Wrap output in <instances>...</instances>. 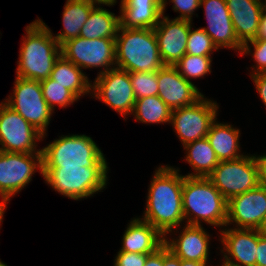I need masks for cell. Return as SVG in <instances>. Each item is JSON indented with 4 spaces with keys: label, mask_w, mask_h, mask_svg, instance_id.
Returning a JSON list of instances; mask_svg holds the SVG:
<instances>
[{
    "label": "cell",
    "mask_w": 266,
    "mask_h": 266,
    "mask_svg": "<svg viewBox=\"0 0 266 266\" xmlns=\"http://www.w3.org/2000/svg\"><path fill=\"white\" fill-rule=\"evenodd\" d=\"M97 5L81 27L79 37L85 39L116 38L120 27V16Z\"/></svg>",
    "instance_id": "484cf974"
},
{
    "label": "cell",
    "mask_w": 266,
    "mask_h": 266,
    "mask_svg": "<svg viewBox=\"0 0 266 266\" xmlns=\"http://www.w3.org/2000/svg\"><path fill=\"white\" fill-rule=\"evenodd\" d=\"M251 45L254 48L253 53L251 51ZM250 53H252L253 60L256 62V65L252 67L253 71L250 75L266 73V39H253L245 42L240 55H249Z\"/></svg>",
    "instance_id": "d6a6232c"
},
{
    "label": "cell",
    "mask_w": 266,
    "mask_h": 266,
    "mask_svg": "<svg viewBox=\"0 0 266 266\" xmlns=\"http://www.w3.org/2000/svg\"><path fill=\"white\" fill-rule=\"evenodd\" d=\"M109 167L42 168L46 184L72 200H81L101 192L108 181Z\"/></svg>",
    "instance_id": "8992f818"
},
{
    "label": "cell",
    "mask_w": 266,
    "mask_h": 266,
    "mask_svg": "<svg viewBox=\"0 0 266 266\" xmlns=\"http://www.w3.org/2000/svg\"><path fill=\"white\" fill-rule=\"evenodd\" d=\"M208 178L227 201L259 185L257 165L253 155L219 161Z\"/></svg>",
    "instance_id": "ba28073f"
},
{
    "label": "cell",
    "mask_w": 266,
    "mask_h": 266,
    "mask_svg": "<svg viewBox=\"0 0 266 266\" xmlns=\"http://www.w3.org/2000/svg\"><path fill=\"white\" fill-rule=\"evenodd\" d=\"M225 228L220 230L224 260L231 266H256L258 229Z\"/></svg>",
    "instance_id": "2e32d148"
},
{
    "label": "cell",
    "mask_w": 266,
    "mask_h": 266,
    "mask_svg": "<svg viewBox=\"0 0 266 266\" xmlns=\"http://www.w3.org/2000/svg\"><path fill=\"white\" fill-rule=\"evenodd\" d=\"M169 2L174 4L173 10L180 13L175 19L192 21V15L200 8L201 0H169Z\"/></svg>",
    "instance_id": "836d02e7"
},
{
    "label": "cell",
    "mask_w": 266,
    "mask_h": 266,
    "mask_svg": "<svg viewBox=\"0 0 266 266\" xmlns=\"http://www.w3.org/2000/svg\"><path fill=\"white\" fill-rule=\"evenodd\" d=\"M180 266H207V263L180 259Z\"/></svg>",
    "instance_id": "7bdbcfd3"
},
{
    "label": "cell",
    "mask_w": 266,
    "mask_h": 266,
    "mask_svg": "<svg viewBox=\"0 0 266 266\" xmlns=\"http://www.w3.org/2000/svg\"><path fill=\"white\" fill-rule=\"evenodd\" d=\"M221 266H231V265L226 264L225 262H223Z\"/></svg>",
    "instance_id": "681fc988"
},
{
    "label": "cell",
    "mask_w": 266,
    "mask_h": 266,
    "mask_svg": "<svg viewBox=\"0 0 266 266\" xmlns=\"http://www.w3.org/2000/svg\"><path fill=\"white\" fill-rule=\"evenodd\" d=\"M43 168L108 167L105 156L90 136L61 135L42 148Z\"/></svg>",
    "instance_id": "5b68a950"
},
{
    "label": "cell",
    "mask_w": 266,
    "mask_h": 266,
    "mask_svg": "<svg viewBox=\"0 0 266 266\" xmlns=\"http://www.w3.org/2000/svg\"><path fill=\"white\" fill-rule=\"evenodd\" d=\"M171 112L172 110L156 95L136 99L132 114L135 121L141 123L170 124Z\"/></svg>",
    "instance_id": "83f0119b"
},
{
    "label": "cell",
    "mask_w": 266,
    "mask_h": 266,
    "mask_svg": "<svg viewBox=\"0 0 266 266\" xmlns=\"http://www.w3.org/2000/svg\"><path fill=\"white\" fill-rule=\"evenodd\" d=\"M250 77L254 82L255 88L258 91L262 102L266 106V73L250 75Z\"/></svg>",
    "instance_id": "8d00e7d4"
},
{
    "label": "cell",
    "mask_w": 266,
    "mask_h": 266,
    "mask_svg": "<svg viewBox=\"0 0 266 266\" xmlns=\"http://www.w3.org/2000/svg\"><path fill=\"white\" fill-rule=\"evenodd\" d=\"M211 63V57L185 54L175 64V67L187 81H190L193 78H203L207 73H211Z\"/></svg>",
    "instance_id": "f546056e"
},
{
    "label": "cell",
    "mask_w": 266,
    "mask_h": 266,
    "mask_svg": "<svg viewBox=\"0 0 266 266\" xmlns=\"http://www.w3.org/2000/svg\"><path fill=\"white\" fill-rule=\"evenodd\" d=\"M182 201L186 225L226 226L228 201L208 177L184 176Z\"/></svg>",
    "instance_id": "3957f363"
},
{
    "label": "cell",
    "mask_w": 266,
    "mask_h": 266,
    "mask_svg": "<svg viewBox=\"0 0 266 266\" xmlns=\"http://www.w3.org/2000/svg\"><path fill=\"white\" fill-rule=\"evenodd\" d=\"M240 130L230 124L216 120L211 124L207 139L219 161L235 160L243 157L240 154Z\"/></svg>",
    "instance_id": "603a6c76"
},
{
    "label": "cell",
    "mask_w": 266,
    "mask_h": 266,
    "mask_svg": "<svg viewBox=\"0 0 266 266\" xmlns=\"http://www.w3.org/2000/svg\"><path fill=\"white\" fill-rule=\"evenodd\" d=\"M179 171L171 166H159L148 188L141 220L150 223L164 237L173 230L177 231L176 227L185 220L182 201L184 175H180Z\"/></svg>",
    "instance_id": "6da1fadb"
},
{
    "label": "cell",
    "mask_w": 266,
    "mask_h": 266,
    "mask_svg": "<svg viewBox=\"0 0 266 266\" xmlns=\"http://www.w3.org/2000/svg\"><path fill=\"white\" fill-rule=\"evenodd\" d=\"M260 3H261L263 12L266 13V0L264 2H262V0H260Z\"/></svg>",
    "instance_id": "f6af8a7d"
},
{
    "label": "cell",
    "mask_w": 266,
    "mask_h": 266,
    "mask_svg": "<svg viewBox=\"0 0 266 266\" xmlns=\"http://www.w3.org/2000/svg\"><path fill=\"white\" fill-rule=\"evenodd\" d=\"M120 27L154 29L162 16L163 0H121Z\"/></svg>",
    "instance_id": "7402d4cb"
},
{
    "label": "cell",
    "mask_w": 266,
    "mask_h": 266,
    "mask_svg": "<svg viewBox=\"0 0 266 266\" xmlns=\"http://www.w3.org/2000/svg\"><path fill=\"white\" fill-rule=\"evenodd\" d=\"M42 175V153L0 151V196L10 202L32 180L38 170Z\"/></svg>",
    "instance_id": "8fae6325"
},
{
    "label": "cell",
    "mask_w": 266,
    "mask_h": 266,
    "mask_svg": "<svg viewBox=\"0 0 266 266\" xmlns=\"http://www.w3.org/2000/svg\"><path fill=\"white\" fill-rule=\"evenodd\" d=\"M61 54L81 69L102 67L99 74L116 67L115 38H72L61 45Z\"/></svg>",
    "instance_id": "30bf717a"
},
{
    "label": "cell",
    "mask_w": 266,
    "mask_h": 266,
    "mask_svg": "<svg viewBox=\"0 0 266 266\" xmlns=\"http://www.w3.org/2000/svg\"><path fill=\"white\" fill-rule=\"evenodd\" d=\"M158 96L171 109L192 105L203 94L187 81L175 66L164 65L157 71Z\"/></svg>",
    "instance_id": "e0dca14e"
},
{
    "label": "cell",
    "mask_w": 266,
    "mask_h": 266,
    "mask_svg": "<svg viewBox=\"0 0 266 266\" xmlns=\"http://www.w3.org/2000/svg\"><path fill=\"white\" fill-rule=\"evenodd\" d=\"M136 99L158 95L157 71L129 73Z\"/></svg>",
    "instance_id": "1f68e13d"
},
{
    "label": "cell",
    "mask_w": 266,
    "mask_h": 266,
    "mask_svg": "<svg viewBox=\"0 0 266 266\" xmlns=\"http://www.w3.org/2000/svg\"><path fill=\"white\" fill-rule=\"evenodd\" d=\"M256 266H266V233L261 230H258Z\"/></svg>",
    "instance_id": "d590c367"
},
{
    "label": "cell",
    "mask_w": 266,
    "mask_h": 266,
    "mask_svg": "<svg viewBox=\"0 0 266 266\" xmlns=\"http://www.w3.org/2000/svg\"><path fill=\"white\" fill-rule=\"evenodd\" d=\"M235 34L244 44L256 39L262 15L260 0H226Z\"/></svg>",
    "instance_id": "ffe728a7"
},
{
    "label": "cell",
    "mask_w": 266,
    "mask_h": 266,
    "mask_svg": "<svg viewBox=\"0 0 266 266\" xmlns=\"http://www.w3.org/2000/svg\"><path fill=\"white\" fill-rule=\"evenodd\" d=\"M40 83L42 95L53 111L56 105L61 108H66L75 101H78V98L70 90L56 83L50 77L40 81Z\"/></svg>",
    "instance_id": "f1b7e54d"
},
{
    "label": "cell",
    "mask_w": 266,
    "mask_h": 266,
    "mask_svg": "<svg viewBox=\"0 0 266 266\" xmlns=\"http://www.w3.org/2000/svg\"><path fill=\"white\" fill-rule=\"evenodd\" d=\"M91 95L120 113L124 119L132 114L136 101L129 72L117 67L97 75Z\"/></svg>",
    "instance_id": "4fadbf2b"
},
{
    "label": "cell",
    "mask_w": 266,
    "mask_h": 266,
    "mask_svg": "<svg viewBox=\"0 0 266 266\" xmlns=\"http://www.w3.org/2000/svg\"><path fill=\"white\" fill-rule=\"evenodd\" d=\"M208 27H201L212 39L216 47L242 51L243 44L238 40L226 0H201Z\"/></svg>",
    "instance_id": "ac0fdd59"
},
{
    "label": "cell",
    "mask_w": 266,
    "mask_h": 266,
    "mask_svg": "<svg viewBox=\"0 0 266 266\" xmlns=\"http://www.w3.org/2000/svg\"><path fill=\"white\" fill-rule=\"evenodd\" d=\"M9 201L2 198L1 202H0V225H1V222H3V216H4V213H5V208L7 206V203Z\"/></svg>",
    "instance_id": "ee69618b"
},
{
    "label": "cell",
    "mask_w": 266,
    "mask_h": 266,
    "mask_svg": "<svg viewBox=\"0 0 266 266\" xmlns=\"http://www.w3.org/2000/svg\"><path fill=\"white\" fill-rule=\"evenodd\" d=\"M164 266H180V258L164 244Z\"/></svg>",
    "instance_id": "ab89813d"
},
{
    "label": "cell",
    "mask_w": 266,
    "mask_h": 266,
    "mask_svg": "<svg viewBox=\"0 0 266 266\" xmlns=\"http://www.w3.org/2000/svg\"><path fill=\"white\" fill-rule=\"evenodd\" d=\"M257 165L258 184L266 187V154L253 155Z\"/></svg>",
    "instance_id": "74e56055"
},
{
    "label": "cell",
    "mask_w": 266,
    "mask_h": 266,
    "mask_svg": "<svg viewBox=\"0 0 266 266\" xmlns=\"http://www.w3.org/2000/svg\"><path fill=\"white\" fill-rule=\"evenodd\" d=\"M192 21L170 19L162 14L154 28L160 57L164 65L175 64L186 54L187 40Z\"/></svg>",
    "instance_id": "9a60e30c"
},
{
    "label": "cell",
    "mask_w": 266,
    "mask_h": 266,
    "mask_svg": "<svg viewBox=\"0 0 266 266\" xmlns=\"http://www.w3.org/2000/svg\"><path fill=\"white\" fill-rule=\"evenodd\" d=\"M219 106L204 97L189 106L173 109L171 122L183 146L207 137L211 124L217 120Z\"/></svg>",
    "instance_id": "9c48e42d"
},
{
    "label": "cell",
    "mask_w": 266,
    "mask_h": 266,
    "mask_svg": "<svg viewBox=\"0 0 266 266\" xmlns=\"http://www.w3.org/2000/svg\"><path fill=\"white\" fill-rule=\"evenodd\" d=\"M148 255L119 251L113 266H144Z\"/></svg>",
    "instance_id": "e575fe53"
},
{
    "label": "cell",
    "mask_w": 266,
    "mask_h": 266,
    "mask_svg": "<svg viewBox=\"0 0 266 266\" xmlns=\"http://www.w3.org/2000/svg\"><path fill=\"white\" fill-rule=\"evenodd\" d=\"M96 6L93 3L82 0L66 1L62 14L64 30L53 36L60 46L69 39L79 37L81 27Z\"/></svg>",
    "instance_id": "d4e9b609"
},
{
    "label": "cell",
    "mask_w": 266,
    "mask_h": 266,
    "mask_svg": "<svg viewBox=\"0 0 266 266\" xmlns=\"http://www.w3.org/2000/svg\"><path fill=\"white\" fill-rule=\"evenodd\" d=\"M167 0H163V9H162V14H164L165 13V8H166V6H167Z\"/></svg>",
    "instance_id": "bcb514c9"
},
{
    "label": "cell",
    "mask_w": 266,
    "mask_h": 266,
    "mask_svg": "<svg viewBox=\"0 0 266 266\" xmlns=\"http://www.w3.org/2000/svg\"><path fill=\"white\" fill-rule=\"evenodd\" d=\"M165 243V237L150 223L133 218L122 238L119 251L152 254Z\"/></svg>",
    "instance_id": "44dd1931"
},
{
    "label": "cell",
    "mask_w": 266,
    "mask_h": 266,
    "mask_svg": "<svg viewBox=\"0 0 266 266\" xmlns=\"http://www.w3.org/2000/svg\"><path fill=\"white\" fill-rule=\"evenodd\" d=\"M183 147L186 150L184 160L192 166L194 171V173L184 176L208 177L217 167L219 160L207 137L188 143Z\"/></svg>",
    "instance_id": "4316f807"
},
{
    "label": "cell",
    "mask_w": 266,
    "mask_h": 266,
    "mask_svg": "<svg viewBox=\"0 0 266 266\" xmlns=\"http://www.w3.org/2000/svg\"><path fill=\"white\" fill-rule=\"evenodd\" d=\"M115 49L116 67L129 73L154 72L164 66L154 29L119 27Z\"/></svg>",
    "instance_id": "277c9868"
},
{
    "label": "cell",
    "mask_w": 266,
    "mask_h": 266,
    "mask_svg": "<svg viewBox=\"0 0 266 266\" xmlns=\"http://www.w3.org/2000/svg\"><path fill=\"white\" fill-rule=\"evenodd\" d=\"M0 266H8L7 264H4L0 259Z\"/></svg>",
    "instance_id": "c3c4849f"
},
{
    "label": "cell",
    "mask_w": 266,
    "mask_h": 266,
    "mask_svg": "<svg viewBox=\"0 0 266 266\" xmlns=\"http://www.w3.org/2000/svg\"><path fill=\"white\" fill-rule=\"evenodd\" d=\"M50 78L70 90L78 99L88 93L91 96L92 81H89L81 68L62 54L56 60Z\"/></svg>",
    "instance_id": "cb8c5ba5"
},
{
    "label": "cell",
    "mask_w": 266,
    "mask_h": 266,
    "mask_svg": "<svg viewBox=\"0 0 266 266\" xmlns=\"http://www.w3.org/2000/svg\"><path fill=\"white\" fill-rule=\"evenodd\" d=\"M178 238L168 240L165 245L181 260L208 263L210 235L202 226L185 225Z\"/></svg>",
    "instance_id": "d6986e66"
},
{
    "label": "cell",
    "mask_w": 266,
    "mask_h": 266,
    "mask_svg": "<svg viewBox=\"0 0 266 266\" xmlns=\"http://www.w3.org/2000/svg\"><path fill=\"white\" fill-rule=\"evenodd\" d=\"M266 218V187L255 189L232 197L228 201L227 222L234 228L258 229L263 231Z\"/></svg>",
    "instance_id": "5bb4252c"
},
{
    "label": "cell",
    "mask_w": 266,
    "mask_h": 266,
    "mask_svg": "<svg viewBox=\"0 0 266 266\" xmlns=\"http://www.w3.org/2000/svg\"><path fill=\"white\" fill-rule=\"evenodd\" d=\"M263 232L266 233V218H265L264 224H263Z\"/></svg>",
    "instance_id": "7dc6e473"
},
{
    "label": "cell",
    "mask_w": 266,
    "mask_h": 266,
    "mask_svg": "<svg viewBox=\"0 0 266 266\" xmlns=\"http://www.w3.org/2000/svg\"><path fill=\"white\" fill-rule=\"evenodd\" d=\"M43 134L4 102L0 103V151L42 153L37 140Z\"/></svg>",
    "instance_id": "7c38bea8"
},
{
    "label": "cell",
    "mask_w": 266,
    "mask_h": 266,
    "mask_svg": "<svg viewBox=\"0 0 266 266\" xmlns=\"http://www.w3.org/2000/svg\"><path fill=\"white\" fill-rule=\"evenodd\" d=\"M144 266H164V245L156 252L147 256Z\"/></svg>",
    "instance_id": "f35d334b"
},
{
    "label": "cell",
    "mask_w": 266,
    "mask_h": 266,
    "mask_svg": "<svg viewBox=\"0 0 266 266\" xmlns=\"http://www.w3.org/2000/svg\"><path fill=\"white\" fill-rule=\"evenodd\" d=\"M189 30L186 54L211 57L212 51L218 50L211 37L202 29Z\"/></svg>",
    "instance_id": "4dcf8cb0"
},
{
    "label": "cell",
    "mask_w": 266,
    "mask_h": 266,
    "mask_svg": "<svg viewBox=\"0 0 266 266\" xmlns=\"http://www.w3.org/2000/svg\"><path fill=\"white\" fill-rule=\"evenodd\" d=\"M82 1H87L95 5L103 4V5H107L110 7V6L115 5L117 0H82Z\"/></svg>",
    "instance_id": "b9f144b4"
},
{
    "label": "cell",
    "mask_w": 266,
    "mask_h": 266,
    "mask_svg": "<svg viewBox=\"0 0 266 266\" xmlns=\"http://www.w3.org/2000/svg\"><path fill=\"white\" fill-rule=\"evenodd\" d=\"M26 35L17 62V77L42 81L50 77L54 64L61 55V46L50 28L36 19L25 27Z\"/></svg>",
    "instance_id": "7a4b0ae2"
},
{
    "label": "cell",
    "mask_w": 266,
    "mask_h": 266,
    "mask_svg": "<svg viewBox=\"0 0 266 266\" xmlns=\"http://www.w3.org/2000/svg\"><path fill=\"white\" fill-rule=\"evenodd\" d=\"M256 39H266V13L262 12Z\"/></svg>",
    "instance_id": "60d3db41"
},
{
    "label": "cell",
    "mask_w": 266,
    "mask_h": 266,
    "mask_svg": "<svg viewBox=\"0 0 266 266\" xmlns=\"http://www.w3.org/2000/svg\"><path fill=\"white\" fill-rule=\"evenodd\" d=\"M14 83L12 96H7L3 102L40 131L43 137L47 136V128L54 111L42 95L40 81L16 76Z\"/></svg>",
    "instance_id": "52a82bcc"
}]
</instances>
